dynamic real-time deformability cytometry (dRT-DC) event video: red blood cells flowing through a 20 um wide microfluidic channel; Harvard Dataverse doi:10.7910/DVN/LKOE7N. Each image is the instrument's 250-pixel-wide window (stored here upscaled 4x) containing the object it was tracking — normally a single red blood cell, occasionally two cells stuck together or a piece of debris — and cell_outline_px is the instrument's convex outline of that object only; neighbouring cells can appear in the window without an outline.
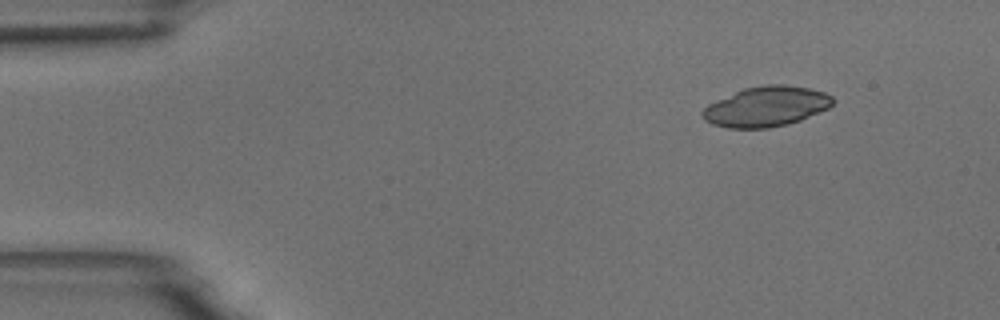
{"species": "common noctule bat (a hibernating species)", "species_latin": "Nyctalus noctula", "temperature_condition": "room temperature", "stored_images_in_passage": 5, "camera_frame_rate_fps": 3000, "um_per_image_px": 0.085, "animal": {"sex": "male", "body_mass_g": 18.8}, "frame": {"image": 1, "passage_image": 1, "time_ms": 0.0, "image_size_px": [1000, 320], "cell_outline_px": [[836, 100], [828, 108], [800, 120], [788, 124], [768, 128], [728, 128], [712, 124], [704, 120], [700, 116], [700, 112], [708, 104], [744, 88], [764, 84], [784, 84], [808, 88], [824, 92], [832, 96]], "centroid_in_image_um": [65.11, 9.05], "position_along_channel_um": 19.9, "area_um2": 30.52}}